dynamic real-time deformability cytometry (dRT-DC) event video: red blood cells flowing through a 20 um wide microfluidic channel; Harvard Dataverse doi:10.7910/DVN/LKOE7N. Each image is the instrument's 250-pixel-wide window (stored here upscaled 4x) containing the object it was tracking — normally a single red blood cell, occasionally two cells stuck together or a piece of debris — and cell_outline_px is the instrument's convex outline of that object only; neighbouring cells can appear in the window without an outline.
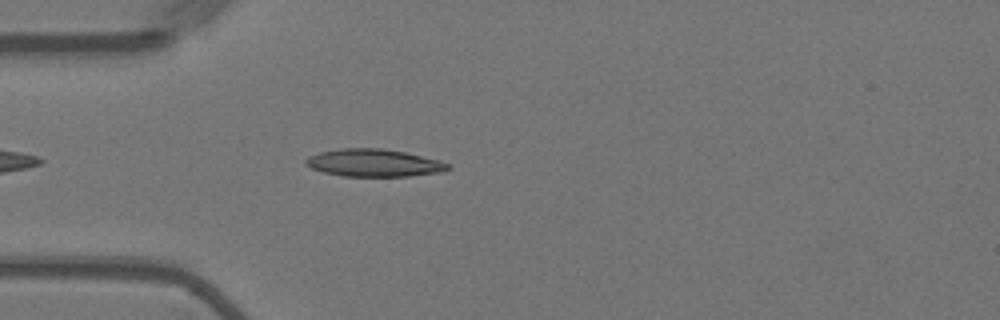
{"species": "Egyptian fruit bat (a non-hibernating species)", "species_latin": "Rousettus aegyptiacus", "temperature_condition": "warm", "stored_images_in_passage": 36, "camera_frame_rate_fps": 3000, "um_per_image_px": 0.085, "animal": {"sex": "female"}, "frame": {"image": 1, "passage_image": 5, "time_ms": 1.333, "image_size_px": [1000, 320], "cell_outline_px": [[452, 168], [440, 172], [408, 176], [344, 176], [324, 172], [312, 168], [304, 164], [304, 160], [308, 156], [320, 152], [344, 148], [380, 148], [404, 152], [440, 160], [448, 164]], "centroid_in_image_um": [31.77, 13.84], "position_along_channel_um": 53.2, "area_um2": 22.66}}
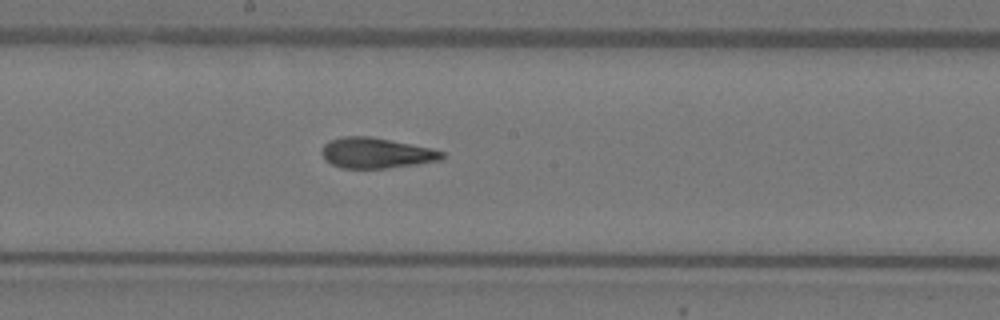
{"frame": {"image": 2, "passage_image": 19, "time_ms": 6.0, "image_size_px": [1000, 320], "cell_outline_px": [[444, 156], [440, 160], [416, 164], [384, 168], [340, 168], [324, 160], [320, 152], [324, 144], [332, 140], [344, 136], [372, 136], [432, 148], [444, 152]], "centroid_in_image_um": [31.95, 13.0], "position_along_channel_um": 216.2, "area_um2": 21.39}}
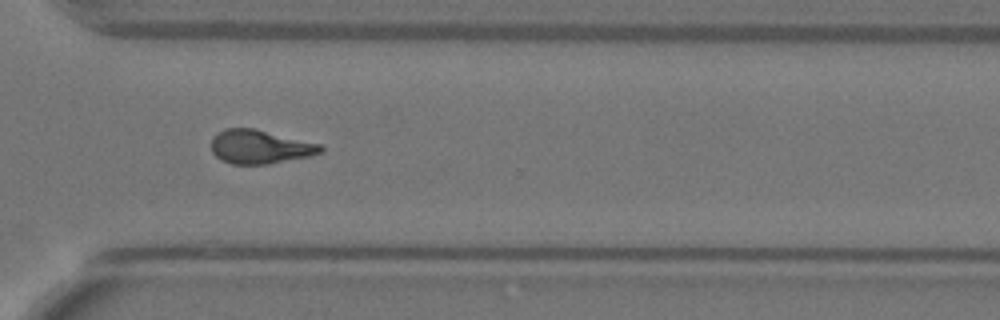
{"frame": {"image": 3, "passage_image": 30, "time_ms": 9.667, "image_size_px": [1000, 320], "cell_outline_px": [[324, 152], [308, 156], [268, 164], [232, 164], [220, 160], [212, 152], [212, 136], [216, 132], [224, 128], [252, 128], [320, 144], [324, 148]], "centroid_in_image_um": [22.05, 12.48], "position_along_channel_um": 348.5, "area_um2": 21.44}, "authors_computed_cell_mechanics": {"area_um2": 21.4727, "velocity_mm_per_s": 3.6195, "shape_relaxation_time_tau1_ms": null, "shape_relaxation_time_tau2_ms": 1.8382, "deformation_change_tau1": null, "deformation_change_tau2": 0.1042}}